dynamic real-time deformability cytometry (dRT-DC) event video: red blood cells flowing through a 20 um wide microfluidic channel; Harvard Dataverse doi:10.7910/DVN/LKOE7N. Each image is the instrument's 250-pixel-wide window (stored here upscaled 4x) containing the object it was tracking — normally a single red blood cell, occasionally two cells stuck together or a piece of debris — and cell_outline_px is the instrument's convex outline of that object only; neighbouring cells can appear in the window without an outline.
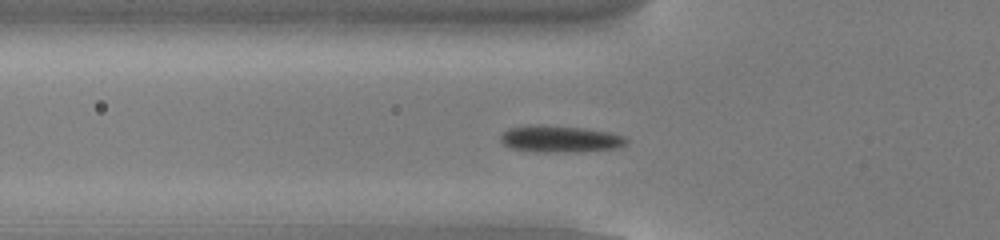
{"species": "common noctule bat (a hibernating species)", "species_latin": "Nyctalus noctula", "temperature_condition": "cold", "stored_images_in_passage": 43, "camera_frame_rate_fps": 3000, "um_per_image_px": 0.085, "animal": {"sex": "male", "body_mass_g": 13.0, "forearm_length_mm": 53.1}, "frame": {"image": 1, "passage_image": 8, "time_ms": 2.333, "image_size_px": [1000, 240], "cell_outline_px": [[628, 144], [620, 148], [580, 152], [536, 152], [512, 148], [504, 144], [500, 140], [500, 136], [508, 128], [532, 124], [540, 124], [584, 128], [612, 132], [624, 136], [628, 140]], "centroid_in_image_um": [47.66, 11.81], "position_along_channel_um": 78.1, "area_um2": 20.06}}
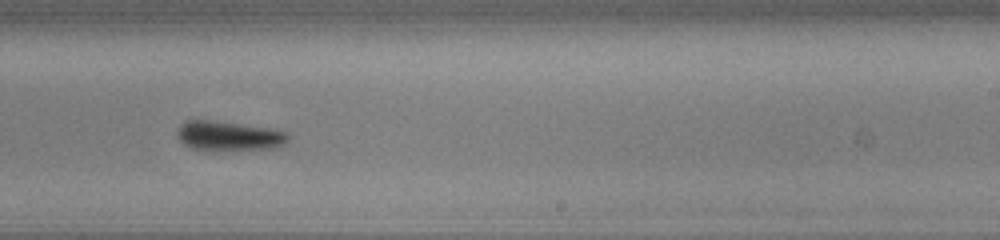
{"frame": {"image": 2, "passage_image": 23, "time_ms": 7.333, "image_size_px": [1000, 240], "cell_outline_px": [[292, 136], [280, 148], [204, 152], [192, 148], [184, 144], [176, 136], [176, 128], [180, 124], [188, 120], [212, 120], [268, 128], [288, 132]], "centroid_in_image_um": [19.44, 11.59], "position_along_channel_um": 269.6, "area_um2": 19.88}}
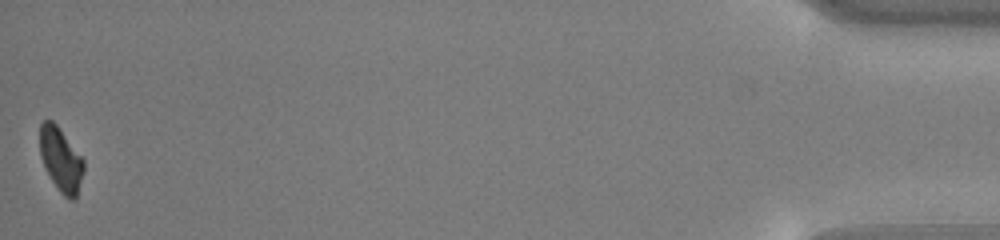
{"frame": {"image": 3, "passage_image": 43, "time_ms": 14.0, "image_size_px": [1000, 240], "cell_outline_px": [[84, 168], [76, 200], [72, 200], [64, 196], [60, 192], [52, 180], [40, 156], [40, 124], [44, 120], [52, 120], [56, 124], [84, 160]], "centroid_in_image_um": [5.18, 13.57], "position_along_channel_um": 430.0, "area_um2": 16.07}, "authors_computed_cell_mechanics": {"area_um2": 18.785, "velocity_mm_per_s": 3.8363, "shape_relaxation_time_tau1_ms": 2.6647, "shape_relaxation_time_tau2_ms": null, "deformation_change_tau1": 0.095, "deformation_change_tau2": null}}